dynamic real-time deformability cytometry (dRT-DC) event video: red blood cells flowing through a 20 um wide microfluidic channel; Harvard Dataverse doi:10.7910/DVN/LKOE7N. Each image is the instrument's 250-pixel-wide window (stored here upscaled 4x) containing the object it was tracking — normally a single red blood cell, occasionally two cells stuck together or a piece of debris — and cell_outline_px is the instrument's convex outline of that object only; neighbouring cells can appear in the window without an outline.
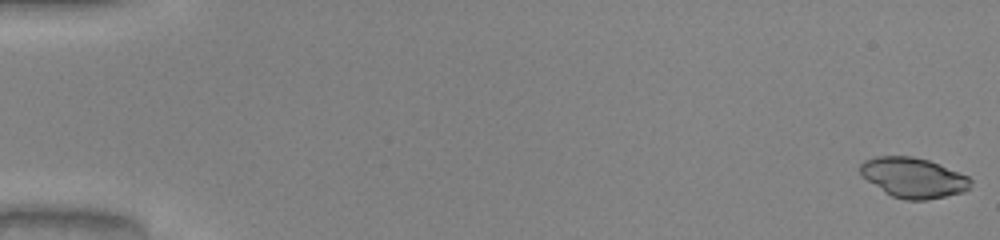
{"species": "common noctule bat (a hibernating species)", "species_latin": "Nyctalus noctula", "temperature_condition": "warm", "stored_images_in_passage": 51, "camera_frame_rate_fps": 3000, "um_per_image_px": 0.085, "animal": {"sex": "male", "body_mass_g": 20.0, "forearm_length_mm": 53.3}, "frame": {"image": 1, "passage_image": 1, "time_ms": 0.0, "image_size_px": [1000, 240], "cell_outline_px": [[972, 180], [968, 188], [964, 192], [924, 200], [904, 200], [892, 196], [884, 192], [860, 176], [860, 164], [864, 160], [876, 156], [912, 156], [928, 160], [968, 176]], "centroid_in_image_um": [77.58, 15.1], "position_along_channel_um": 7.4, "area_um2": 25.72}}